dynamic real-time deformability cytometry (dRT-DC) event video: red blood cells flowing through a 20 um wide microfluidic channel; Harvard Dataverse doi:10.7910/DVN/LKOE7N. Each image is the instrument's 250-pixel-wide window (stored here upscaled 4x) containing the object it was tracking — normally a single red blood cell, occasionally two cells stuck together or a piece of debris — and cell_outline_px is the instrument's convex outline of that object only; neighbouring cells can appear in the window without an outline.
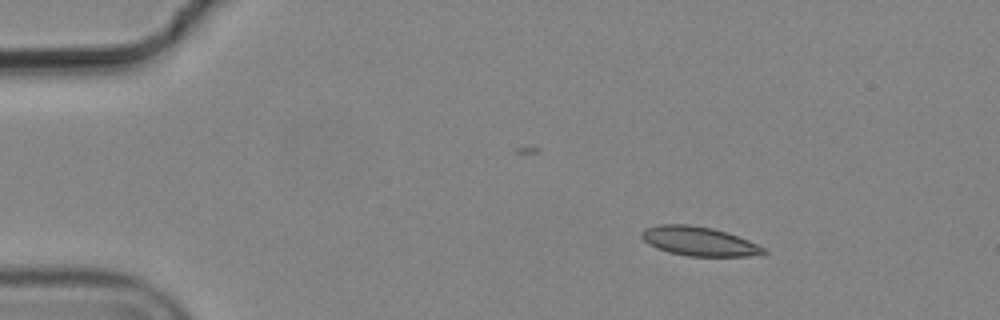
{"species": "common noctule bat (a hibernating species)", "species_latin": "Nyctalus noctula", "temperature_condition": "cold", "stored_images_in_passage": 13, "camera_frame_rate_fps": 3000, "um_per_image_px": 0.085, "animal": {"sex": "male", "body_mass_g": 19.2, "forearm_length_mm": 51.8}, "frame": {"image": 1, "passage_image": 1, "time_ms": 0.0, "image_size_px": [1000, 320], "cell_outline_px": [[768, 252], [764, 256], [688, 256], [668, 252], [656, 248], [648, 244], [640, 236], [640, 232], [644, 228], [660, 224], [688, 224], [712, 228], [748, 240], [768, 248]], "centroid_in_image_um": [59.44, 20.52], "position_along_channel_um": 25.6, "area_um2": 20.98}}
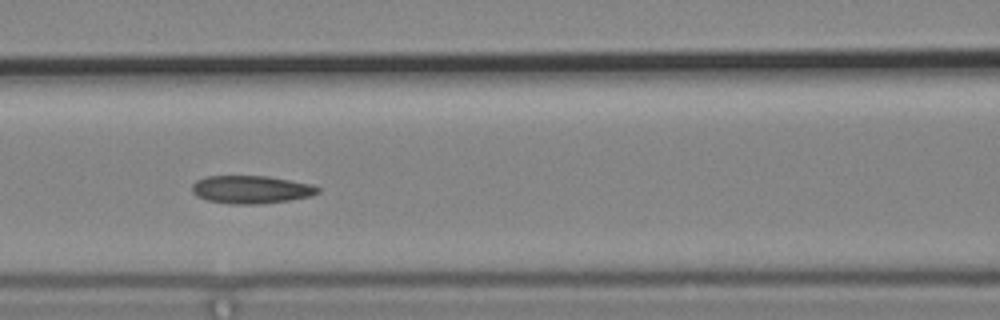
{"frame": {"image": 2, "passage_image": 5, "time_ms": 1.333, "image_size_px": [1000, 320], "cell_outline_px": [[320, 192], [312, 196], [288, 200], [260, 204], [232, 204], [208, 200], [196, 196], [192, 192], [192, 184], [196, 180], [204, 176], [268, 176], [312, 184], [320, 188]], "centroid_in_image_um": [21.34, 16.1], "position_along_channel_um": 145.3, "area_um2": 20.58}}
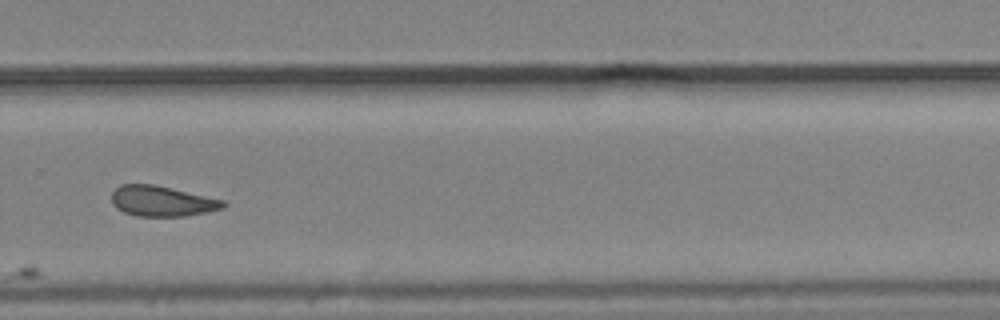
{"frame": {"image": 3, "passage_image": 9, "time_ms": 2.667, "image_size_px": [1000, 320], "cell_outline_px": [[228, 204], [224, 208], [208, 212], [184, 216], [136, 216], [124, 212], [116, 208], [112, 204], [112, 192], [120, 184], [152, 184], [224, 200]], "centroid_in_image_um": [13.76, 17.1], "position_along_channel_um": 316.0, "area_um2": 19.77}}